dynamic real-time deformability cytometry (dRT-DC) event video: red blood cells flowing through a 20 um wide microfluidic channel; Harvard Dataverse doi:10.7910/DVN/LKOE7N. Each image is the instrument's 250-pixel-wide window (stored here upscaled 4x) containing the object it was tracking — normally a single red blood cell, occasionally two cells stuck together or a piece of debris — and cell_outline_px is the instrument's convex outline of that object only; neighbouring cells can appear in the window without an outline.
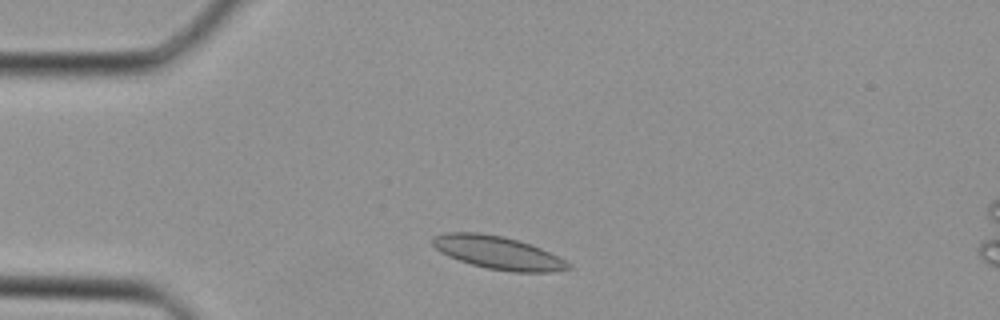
{"species": "Egyptian fruit bat (a non-hibernating species)", "species_latin": "Rousettus aegyptiacus", "temperature_condition": "cold", "stored_images_in_passage": 34, "camera_frame_rate_fps": 3000, "um_per_image_px": 0.085, "animal": {"sex": "female"}, "frame": {"image": 1, "passage_image": 4, "time_ms": 1.0, "image_size_px": [1000, 320], "cell_outline_px": [[572, 268], [552, 272], [512, 272], [488, 268], [472, 264], [448, 256], [440, 252], [432, 244], [432, 236], [448, 232], [480, 232], [504, 236], [532, 244], [572, 264]], "centroid_in_image_um": [42.32, 21.47], "position_along_channel_um": 42.7, "area_um2": 26.07}}
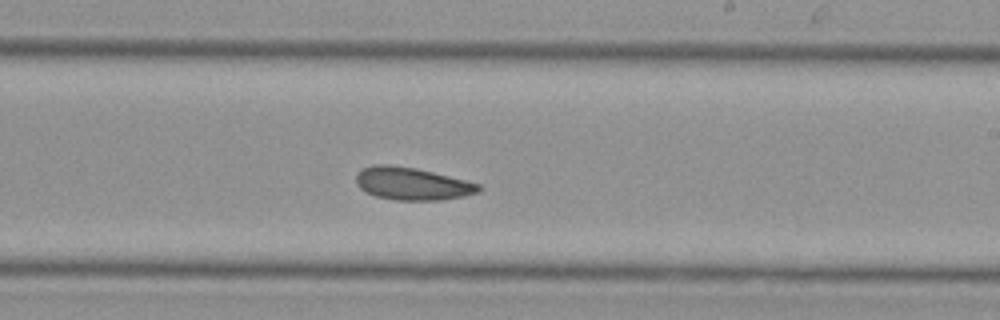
{"frame": {"image": 2, "passage_image": 18, "time_ms": 5.667, "image_size_px": [1000, 320], "cell_outline_px": [[480, 192], [464, 196], [440, 200], [396, 200], [376, 196], [360, 188], [356, 184], [356, 176], [364, 168], [372, 164], [392, 164], [416, 168], [480, 184]], "centroid_in_image_um": [35.02, 15.61], "position_along_channel_um": 254.0, "area_um2": 23.12}}
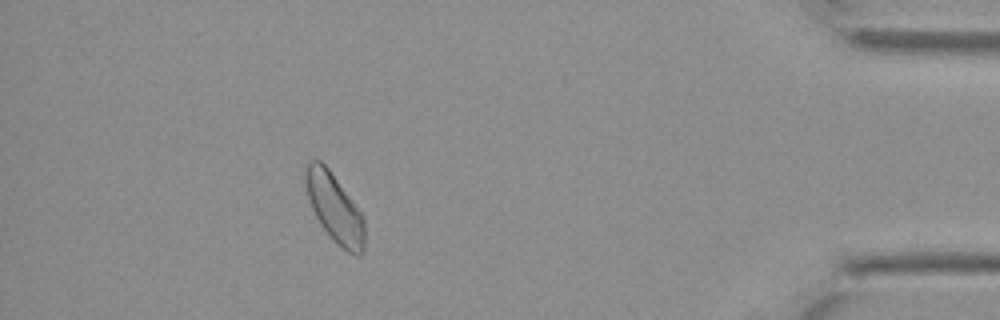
{"frame": {"image": 3, "passage_image": 30, "time_ms": 9.667, "image_size_px": [1000, 320], "cell_outline_px": [[364, 252], [360, 256], [356, 256], [348, 252], [336, 244], [332, 240], [320, 224], [312, 208], [308, 196], [304, 180], [304, 176], [308, 164], [312, 160], [320, 160], [328, 168], [364, 216]], "centroid_in_image_um": [28.46, 17.73], "position_along_channel_um": 406.7, "area_um2": 23.52}}